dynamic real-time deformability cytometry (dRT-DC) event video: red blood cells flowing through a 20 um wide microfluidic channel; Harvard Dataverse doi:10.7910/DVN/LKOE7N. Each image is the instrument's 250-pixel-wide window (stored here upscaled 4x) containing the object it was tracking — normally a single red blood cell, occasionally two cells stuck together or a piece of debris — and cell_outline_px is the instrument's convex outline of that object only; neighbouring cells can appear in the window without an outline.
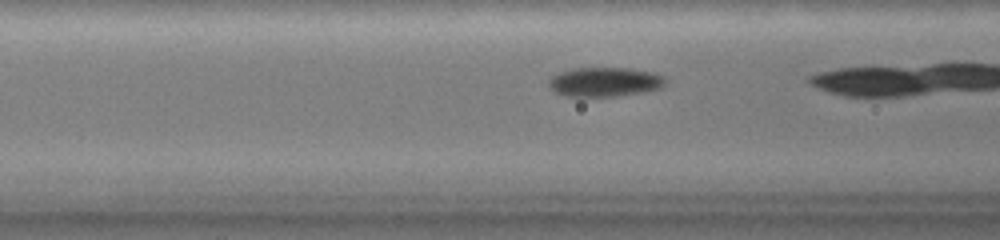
{"species": "common noctule bat (a hibernating species)", "species_latin": "Nyctalus noctula", "temperature_condition": "warm", "stored_images_in_passage": 34, "camera_frame_rate_fps": 3000, "um_per_image_px": 0.085, "animal": {"sex": "female", "body_mass_g": 19.0, "forearm_length_mm": 51.5}, "frame": {"image": 1, "passage_image": 6, "time_ms": 1.667, "image_size_px": [1000, 240], "cell_outline_px": [[668, 80], [660, 88], [640, 92], [616, 96], [564, 96], [548, 88], [548, 80], [552, 76], [560, 72], [572, 68], [628, 68], [652, 72], [664, 76]], "centroid_in_image_um": [51.37, 6.96], "position_along_channel_um": 115.2, "area_um2": 19.94}}
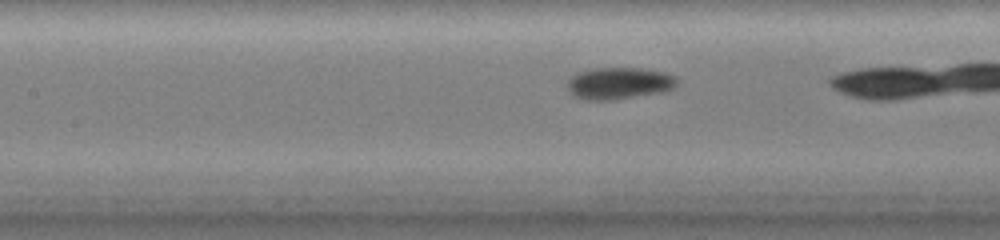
{"frame": {"image": 2, "passage_image": 10, "time_ms": 3.0, "image_size_px": [1000, 240], "cell_outline_px": [[676, 84], [672, 88], [664, 92], [612, 100], [584, 100], [572, 96], [568, 92], [568, 80], [576, 72], [596, 68], [640, 68], [664, 72], [676, 76]], "centroid_in_image_um": [52.58, 7.08], "position_along_channel_um": 154.8, "area_um2": 20.52}}